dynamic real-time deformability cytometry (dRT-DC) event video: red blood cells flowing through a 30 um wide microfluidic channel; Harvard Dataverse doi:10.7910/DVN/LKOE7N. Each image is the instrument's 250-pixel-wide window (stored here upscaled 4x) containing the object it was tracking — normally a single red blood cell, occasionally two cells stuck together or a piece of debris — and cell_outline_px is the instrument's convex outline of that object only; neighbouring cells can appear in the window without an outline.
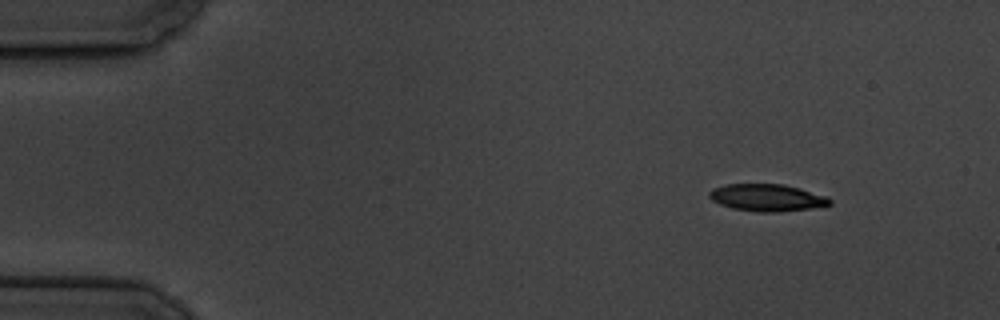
{"species": "common noctule bat (a hibernating species)", "species_latin": "Nyctalus noctula", "temperature_condition": "cold", "stored_images_in_passage": 14, "camera_frame_rate_fps": 3000, "um_per_image_px": 0.085, "animal": {"sex": "male", "body_mass_g": 19.5, "forearm_length_mm": 54.6}, "frame": {"image": 1, "passage_image": 1, "time_ms": 0.0, "image_size_px": [1000, 320], "cell_outline_px": [[832, 204], [808, 208], [780, 212], [760, 212], [732, 208], [720, 204], [712, 200], [708, 196], [708, 192], [712, 188], [728, 184], [784, 184], [800, 188], [828, 196], [832, 200]], "centroid_in_image_um": [65.2, 16.79], "position_along_channel_um": 19.8, "area_um2": 19.07}}
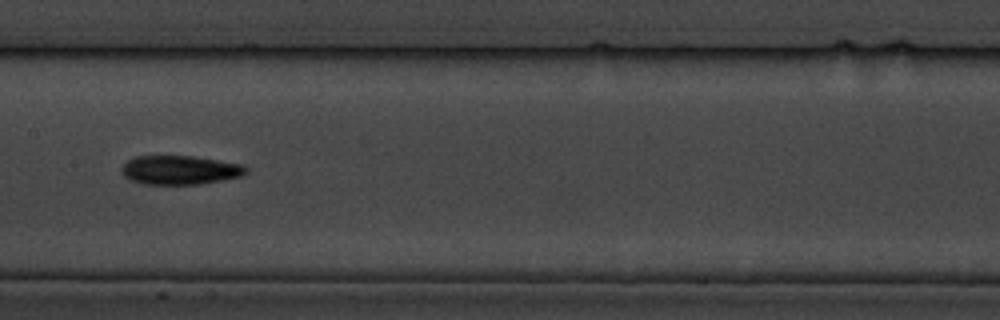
{"frame": {"image": 2, "passage_image": 7, "time_ms": 7.667, "image_size_px": [1000, 320], "cell_outline_px": [[248, 172], [240, 176], [200, 184], [144, 184], [128, 180], [120, 172], [120, 168], [128, 160], [136, 156], [192, 156], [240, 164], [248, 168]], "centroid_in_image_um": [15.23, 14.45], "position_along_channel_um": 192.2, "area_um2": 20.92}}
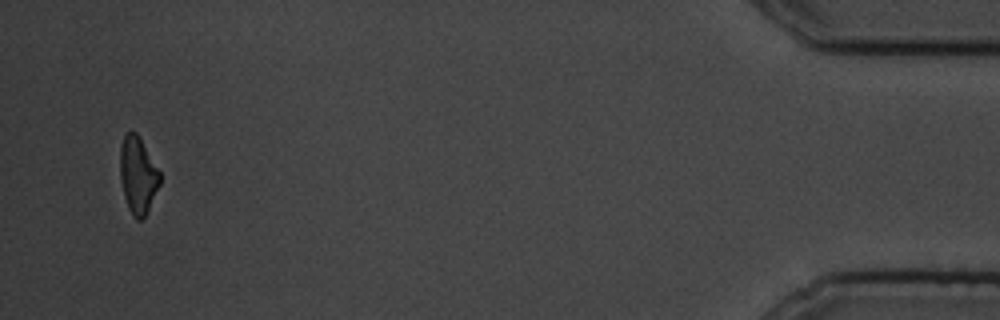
{"frame": {"image": 3, "passage_image": 14, "time_ms": 16.667, "image_size_px": [1000, 320], "cell_outline_px": [[160, 184], [144, 216], [140, 220], [136, 220], [132, 216], [128, 208], [124, 196], [120, 176], [120, 144], [124, 136], [128, 132], [136, 132], [160, 172]], "centroid_in_image_um": [11.7, 14.89], "position_along_channel_um": 423.5, "area_um2": 17.51}, "authors_computed_cell_mechanics": {"area_um2": 19.9699, "velocity_mm_per_s": 3.4428, "shape_relaxation_time_tau1_ms": 3.9154, "shape_relaxation_time_tau2_ms": 9.5474, "deformation_change_tau1": 0.1349, "deformation_change_tau2": 0.1833}}